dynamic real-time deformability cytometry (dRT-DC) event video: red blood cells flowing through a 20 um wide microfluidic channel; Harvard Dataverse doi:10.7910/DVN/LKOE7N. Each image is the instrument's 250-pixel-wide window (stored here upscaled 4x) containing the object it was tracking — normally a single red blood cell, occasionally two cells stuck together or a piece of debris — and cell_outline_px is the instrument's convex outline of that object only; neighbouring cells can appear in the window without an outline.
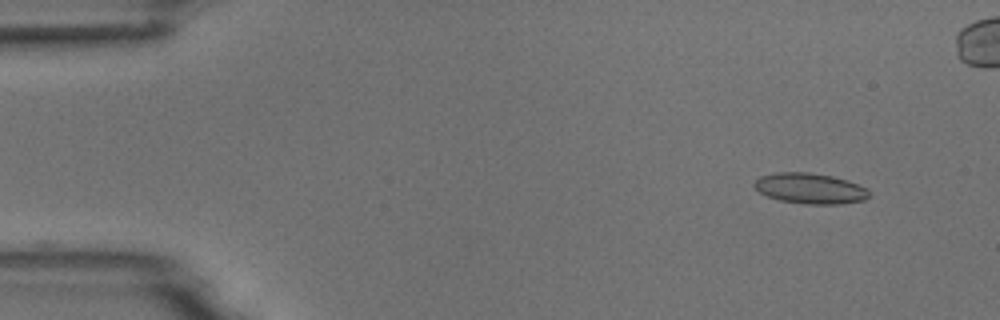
{"species": "common noctule bat (a hibernating species)", "species_latin": "Nyctalus noctula", "temperature_condition": "room temperature", "stored_images_in_passage": 6, "camera_frame_rate_fps": 3000, "um_per_image_px": 0.085, "animal": {"sex": "male", "body_mass_g": 18.8}, "frame": {"image": 1, "passage_image": 2, "time_ms": 1.0, "image_size_px": [1000, 320], "cell_outline_px": [[868, 196], [864, 200], [840, 204], [804, 204], [780, 200], [768, 196], [760, 192], [752, 184], [760, 176], [776, 172], [808, 172], [832, 176], [848, 180], [868, 188]], "centroid_in_image_um": [68.86, 16.01], "position_along_channel_um": 16.1, "area_um2": 20.46}}